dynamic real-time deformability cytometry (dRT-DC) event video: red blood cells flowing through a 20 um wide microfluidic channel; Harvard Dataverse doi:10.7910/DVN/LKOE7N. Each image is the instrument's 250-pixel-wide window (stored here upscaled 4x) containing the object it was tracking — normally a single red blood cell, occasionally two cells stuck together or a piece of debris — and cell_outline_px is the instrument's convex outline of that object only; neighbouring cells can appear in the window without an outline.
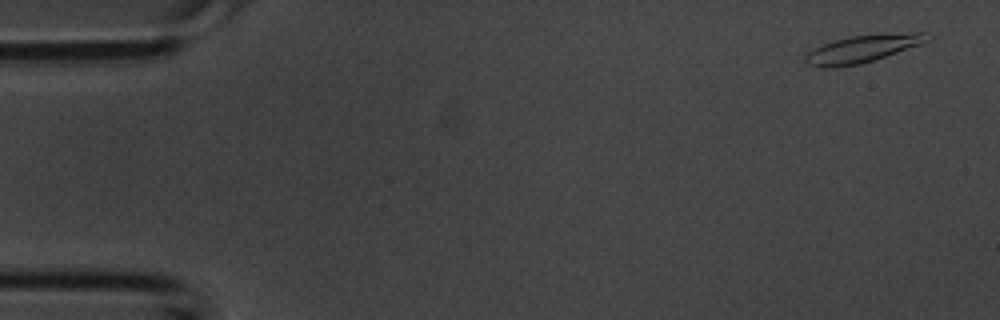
{"species": "common noctule bat (a hibernating species)", "species_latin": "Nyctalus noctula", "temperature_condition": "room temperature", "stored_images_in_passage": 39, "camera_frame_rate_fps": 3000, "um_per_image_px": 0.085, "animal": {"sex": "male", "body_mass_g": 20.1, "forearm_length_mm": 53.5}, "frame": {"image": 1, "passage_image": 2, "time_ms": 0.333, "image_size_px": [1000, 320], "cell_outline_px": [[932, 36], [928, 40], [920, 44], [860, 64], [836, 68], [820, 68], [804, 64], [804, 56], [808, 52], [832, 40], [848, 36], [908, 32], [924, 32]], "centroid_in_image_um": [73.25, 4.15], "position_along_channel_um": 11.8, "area_um2": 19.54}}
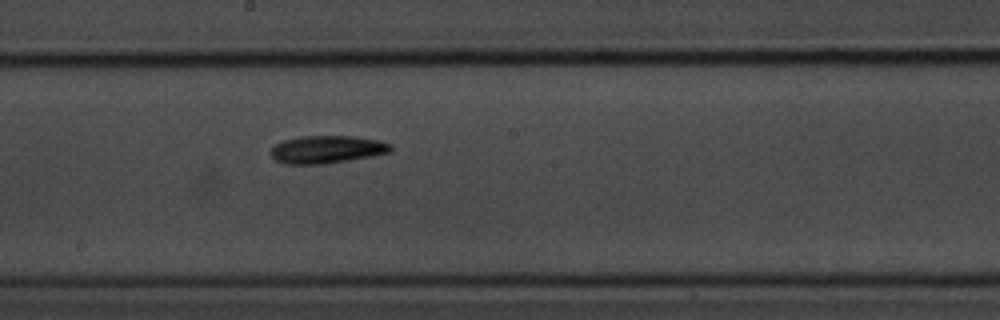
{"frame": {"image": 2, "passage_image": 21, "time_ms": 6.667, "image_size_px": [1000, 320], "cell_outline_px": [[392, 152], [372, 156], [324, 164], [284, 164], [276, 160], [272, 156], [272, 148], [276, 144], [284, 140], [300, 136], [352, 136], [380, 140], [392, 144]], "centroid_in_image_um": [27.83, 12.7], "position_along_channel_um": 220.4, "area_um2": 19.36}}
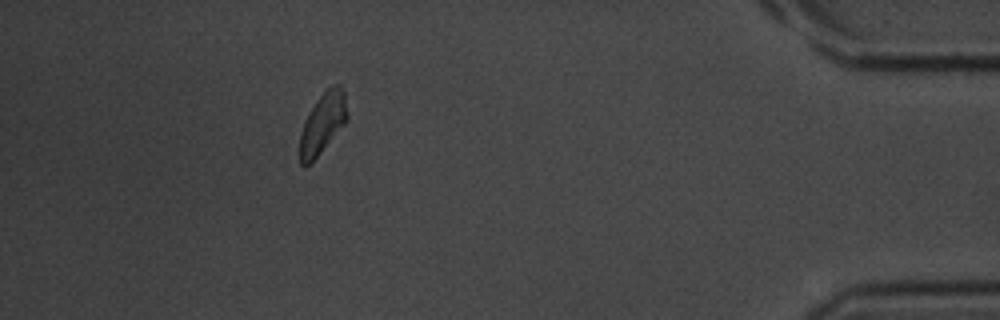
{"frame": {"image": 3, "passage_image": 35, "time_ms": 11.333, "image_size_px": [1000, 320], "cell_outline_px": [[348, 120], [320, 152], [304, 168], [300, 164], [300, 132], [308, 112], [316, 100], [332, 84], [340, 84], [344, 92], [348, 116]], "centroid_in_image_um": [27.43, 10.45], "position_along_channel_um": 407.8, "area_um2": 16.59}}